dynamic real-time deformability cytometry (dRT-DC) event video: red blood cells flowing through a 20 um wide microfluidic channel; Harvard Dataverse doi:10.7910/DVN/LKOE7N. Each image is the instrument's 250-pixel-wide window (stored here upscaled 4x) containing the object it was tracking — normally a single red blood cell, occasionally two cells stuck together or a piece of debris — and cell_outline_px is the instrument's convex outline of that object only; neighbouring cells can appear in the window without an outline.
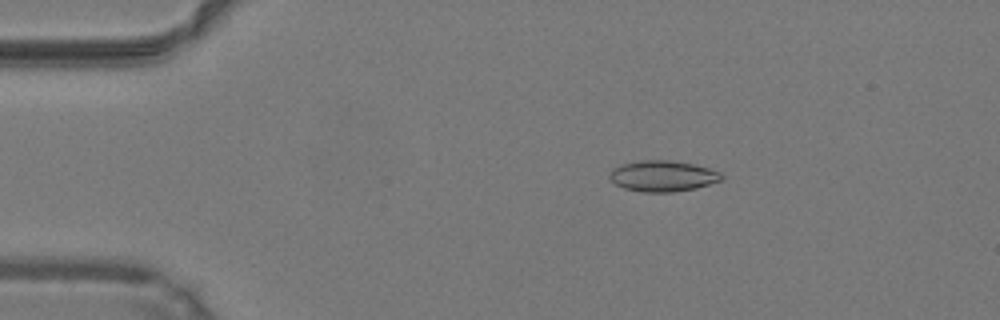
{"species": "common noctule bat (a hibernating species)", "species_latin": "Nyctalus noctula", "temperature_condition": "warm", "stored_images_in_passage": 49, "camera_frame_rate_fps": 3000, "um_per_image_px": 0.085, "animal": {"sex": "male", "body_mass_g": 19.2, "forearm_length_mm": 51.8}, "frame": {"image": 1, "passage_image": 9, "time_ms": 2.667, "image_size_px": [1000, 320], "cell_outline_px": [[724, 176], [720, 180], [696, 188], [672, 192], [644, 192], [624, 188], [608, 180], [608, 176], [612, 168], [620, 164], [640, 160], [672, 160], [696, 164], [720, 172]], "centroid_in_image_um": [56.29, 14.95], "position_along_channel_um": 28.7, "area_um2": 20.35}}
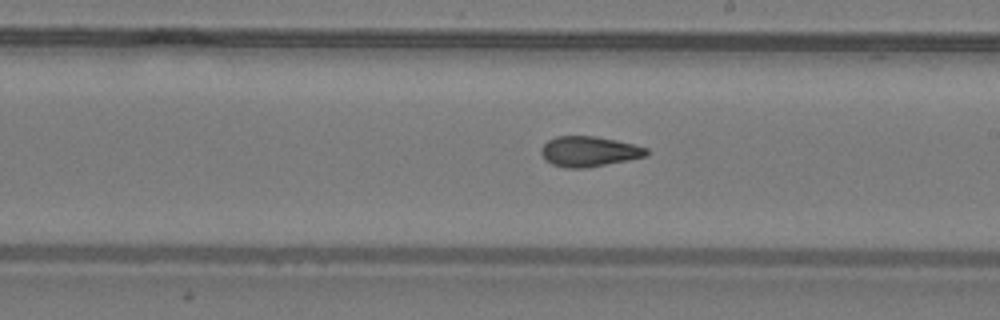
{"frame": {"image": 2, "passage_image": 28, "time_ms": 9.0, "image_size_px": [1000, 320], "cell_outline_px": [[648, 156], [588, 168], [564, 168], [552, 164], [544, 160], [540, 152], [540, 148], [548, 140], [556, 136], [596, 136], [616, 140], [648, 148]], "centroid_in_image_um": [50.04, 12.88], "position_along_channel_um": 239.0, "area_um2": 18.79}}
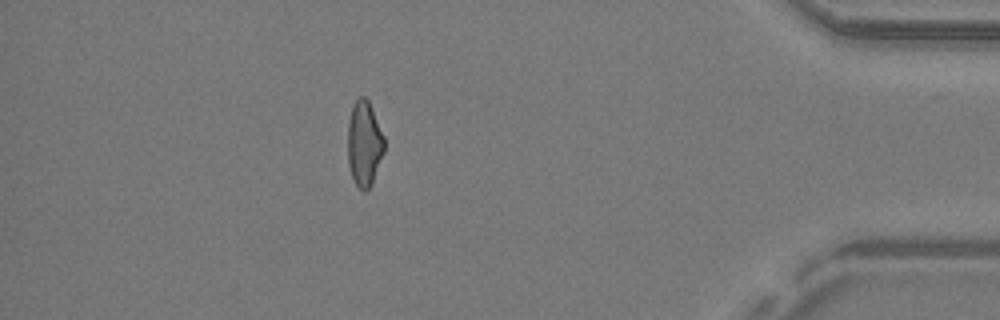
{"frame": {"image": 3, "passage_image": 43, "time_ms": 14.0, "image_size_px": [1000, 320], "cell_outline_px": [[384, 152], [372, 184], [364, 192], [356, 184], [352, 176], [348, 164], [348, 120], [352, 104], [360, 96], [364, 96], [368, 100], [384, 136]], "centroid_in_image_um": [30.95, 12.19], "position_along_channel_um": 404.2, "area_um2": 18.15}, "authors_computed_cell_mechanics": {"area_um2": 18.785, "velocity_mm_per_s": 4.266, "shape_relaxation_time_tau1_ms": null, "shape_relaxation_time_tau2_ms": 2.3742, "deformation_change_tau1": null, "deformation_change_tau2": 0.0817}}